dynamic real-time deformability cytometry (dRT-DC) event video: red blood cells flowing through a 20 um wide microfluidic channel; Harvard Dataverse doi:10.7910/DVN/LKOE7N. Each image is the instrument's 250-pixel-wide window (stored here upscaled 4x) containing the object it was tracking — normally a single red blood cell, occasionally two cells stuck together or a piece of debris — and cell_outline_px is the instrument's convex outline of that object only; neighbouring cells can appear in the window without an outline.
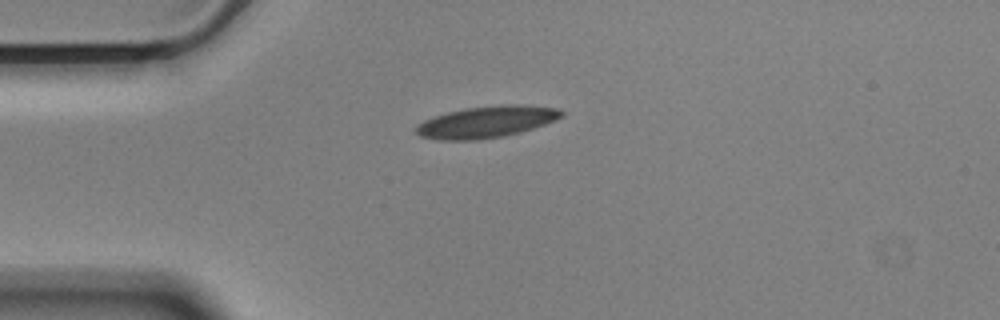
{"species": "Egyptian fruit bat (a non-hibernating species)", "species_latin": "Rousettus aegyptiacus", "temperature_condition": "cold", "stored_images_in_passage": 44, "camera_frame_rate_fps": 3000, "um_per_image_px": 0.085, "animal": {"sex": "male"}, "frame": {"image": 1, "passage_image": 1, "time_ms": 0.0, "image_size_px": [1000, 320], "cell_outline_px": [[564, 116], [556, 120], [520, 132], [504, 136], [476, 140], [440, 140], [420, 136], [416, 132], [416, 124], [424, 120], [448, 112], [464, 108], [500, 104], [520, 104], [560, 108], [564, 112]], "centroid_in_image_um": [41.38, 10.35], "position_along_channel_um": 43.6, "area_um2": 26.93}}
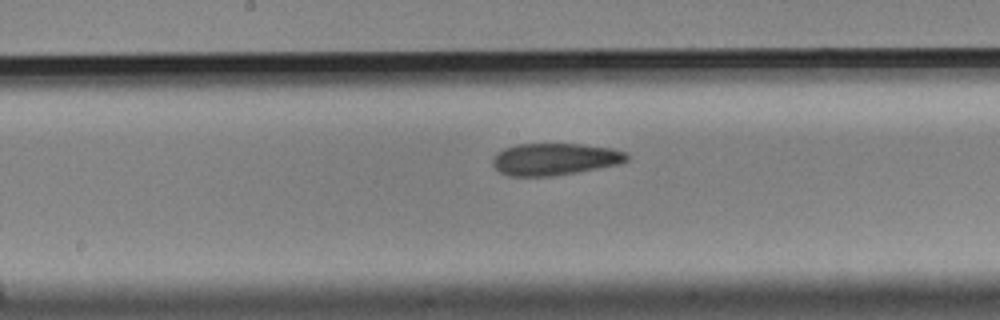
{"frame": {"image": 2, "passage_image": 16, "time_ms": 5.0, "image_size_px": [1000, 320], "cell_outline_px": [[628, 160], [620, 164], [576, 172], [552, 176], [508, 176], [500, 172], [492, 164], [492, 160], [504, 148], [516, 144], [580, 144], [612, 148], [624, 152], [628, 156]], "centroid_in_image_um": [47.16, 13.53], "position_along_channel_um": 201.0, "area_um2": 24.85}}
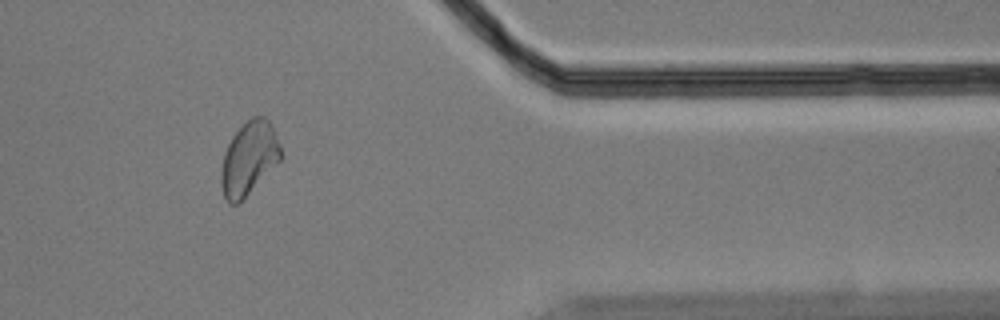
{"frame": {"image": 3, "passage_image": 34, "time_ms": 11.0, "image_size_px": [1000, 320], "cell_outline_px": [[284, 156], [236, 204], [228, 204], [224, 196], [220, 184], [220, 172], [224, 152], [232, 136], [252, 116], [264, 116], [268, 120], [280, 144]], "centroid_in_image_um": [21.14, 13.44], "position_along_channel_um": 390.3, "area_um2": 25.03}, "authors_computed_cell_mechanics": {"area_um2": 25.4031, "velocity_mm_per_s": 3.5193, "shape_relaxation_time_tau1_ms": null, "shape_relaxation_time_tau2_ms": 4.6182, "deformation_change_tau1": null, "deformation_change_tau2": 0.0998}}